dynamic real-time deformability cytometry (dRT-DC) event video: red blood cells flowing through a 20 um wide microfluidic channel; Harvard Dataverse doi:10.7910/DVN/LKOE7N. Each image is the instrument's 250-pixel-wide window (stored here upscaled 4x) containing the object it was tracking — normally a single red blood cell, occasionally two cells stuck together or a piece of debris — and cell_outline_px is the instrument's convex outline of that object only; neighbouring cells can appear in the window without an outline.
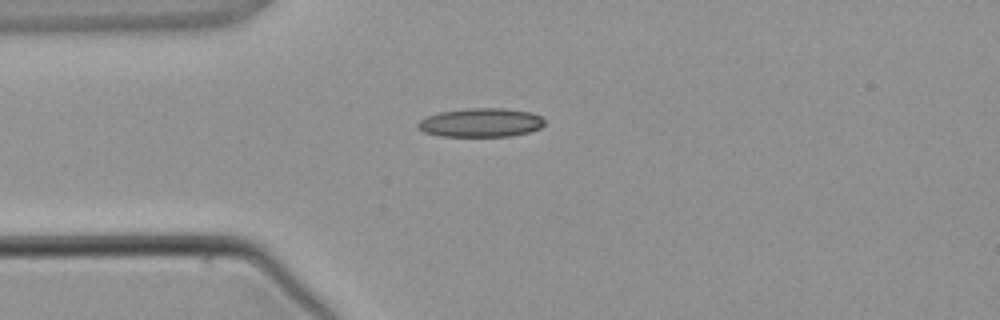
{"species": "common noctule bat (a hibernating species)", "species_latin": "Nyctalus noctula", "temperature_condition": "warm", "stored_images_in_passage": 3, "camera_frame_rate_fps": 3000, "um_per_image_px": 0.085, "animal": {"sex": "male", "body_mass_g": 21.5, "forearm_length_mm": 52.0}, "frame": {"image": 1, "passage_image": 3, "time_ms": 3.0, "image_size_px": [1000, 320], "cell_outline_px": [[544, 124], [540, 128], [528, 132], [512, 136], [440, 136], [424, 132], [416, 128], [416, 124], [420, 120], [428, 116], [440, 112], [468, 108], [504, 108], [532, 112], [540, 116], [544, 120]], "centroid_in_image_um": [40.86, 10.42], "position_along_channel_um": 44.1, "area_um2": 21.33}}